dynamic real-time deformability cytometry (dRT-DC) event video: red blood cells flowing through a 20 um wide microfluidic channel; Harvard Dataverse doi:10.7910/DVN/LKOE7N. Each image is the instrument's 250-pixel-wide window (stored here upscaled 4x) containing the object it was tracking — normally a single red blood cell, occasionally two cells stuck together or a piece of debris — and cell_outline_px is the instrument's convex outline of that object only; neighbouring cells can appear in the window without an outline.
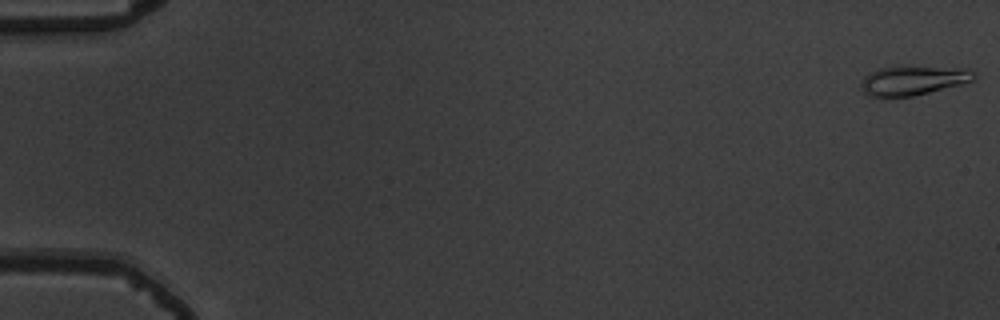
{"species": "common noctule bat (a hibernating species)", "species_latin": "Nyctalus noctula", "temperature_condition": "warm", "stored_images_in_passage": 54, "camera_frame_rate_fps": 3000, "um_per_image_px": 0.085, "animal": {"sex": "male", "body_mass_g": 19.5, "forearm_length_mm": 54.6}, "frame": {"image": 1, "passage_image": 1, "time_ms": 0.0, "image_size_px": [1000, 320], "cell_outline_px": [[976, 76], [972, 80], [964, 84], [912, 96], [868, 96], [860, 88], [860, 84], [864, 76], [880, 68], [976, 68]], "centroid_in_image_um": [77.67, 6.86], "position_along_channel_um": 7.3, "area_um2": 18.84}}
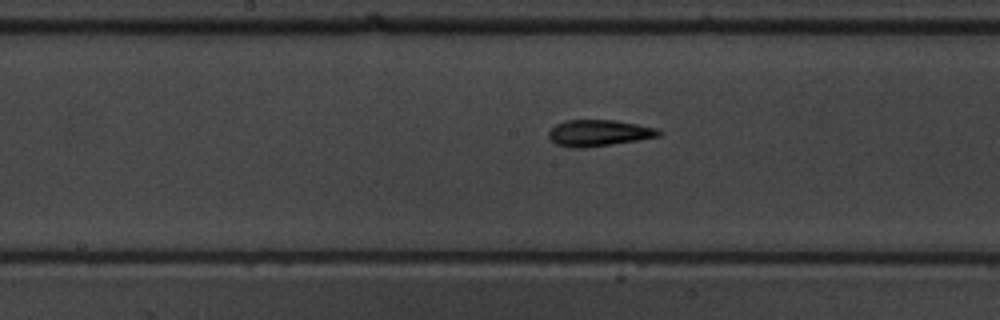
{"frame": {"image": 2, "passage_image": 29, "time_ms": 9.333, "image_size_px": [1000, 320], "cell_outline_px": [[664, 132], [660, 136], [636, 140], [584, 148], [568, 148], [556, 144], [548, 136], [548, 132], [556, 124], [568, 120], [616, 120], [656, 128]], "centroid_in_image_um": [50.89, 11.3], "position_along_channel_um": 197.3, "area_um2": 16.82}}
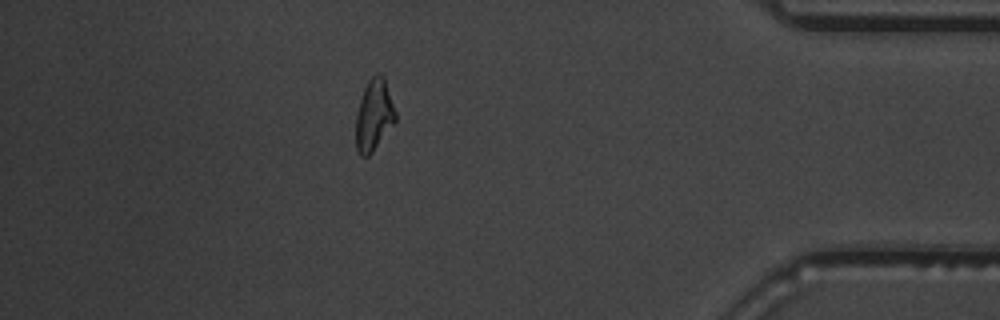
{"frame": {"image": 3, "passage_image": 48, "time_ms": 15.667, "image_size_px": [1000, 320], "cell_outline_px": [[396, 120], [372, 152], [368, 156], [360, 156], [356, 148], [356, 112], [364, 88], [368, 80], [376, 72], [384, 76], [396, 112]], "centroid_in_image_um": [31.78, 9.76], "position_along_channel_um": 403.4, "area_um2": 16.42}, "authors_computed_cell_mechanics": {"area_um2": 16.5308, "velocity_mm_per_s": 3.8365, "shape_relaxation_time_tau1_ms": 5.5317, "shape_relaxation_time_tau2_ms": 2.3416, "deformation_change_tau1": 0.2246, "deformation_change_tau2": 0.1041}}